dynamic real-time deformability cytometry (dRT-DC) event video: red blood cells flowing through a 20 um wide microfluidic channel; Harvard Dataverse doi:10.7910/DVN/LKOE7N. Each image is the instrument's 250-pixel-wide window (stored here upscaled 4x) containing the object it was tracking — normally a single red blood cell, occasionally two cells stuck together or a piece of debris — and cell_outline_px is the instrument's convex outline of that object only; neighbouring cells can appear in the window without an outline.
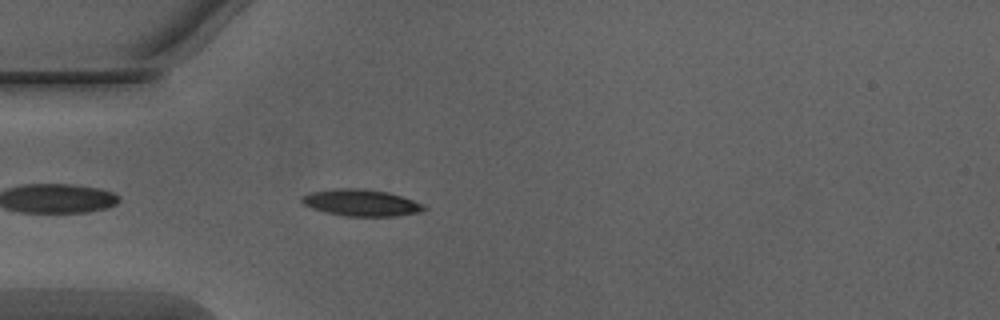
{"species": "Egyptian fruit bat (a non-hibernating species)", "species_latin": "Rousettus aegyptiacus", "temperature_condition": "warm", "stored_images_in_passage": 32, "camera_frame_rate_fps": 3000, "um_per_image_px": 0.085, "animal": {"sex": "male"}, "frame": {"image": 1, "passage_image": 3, "time_ms": 0.667, "image_size_px": [1000, 320], "cell_outline_px": [[428, 208], [420, 212], [396, 216], [344, 216], [312, 208], [304, 204], [300, 200], [300, 196], [312, 192], [332, 188], [360, 188], [388, 192], [424, 204]], "centroid_in_image_um": [30.69, 17.22], "position_along_channel_um": 54.3, "area_um2": 18.96}}
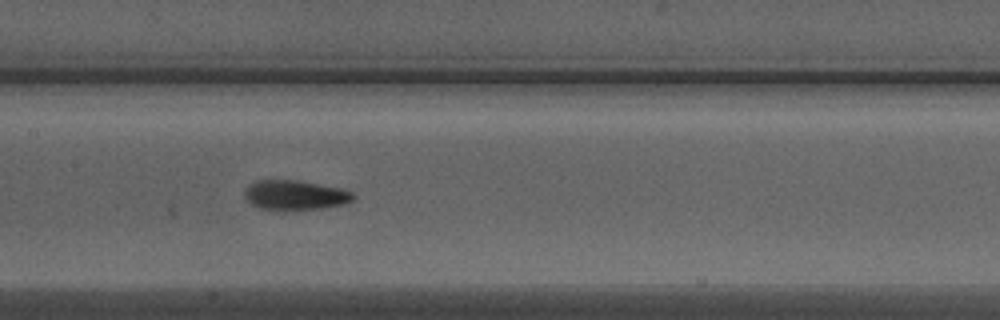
{"frame": {"image": 2, "passage_image": 13, "time_ms": 4.0, "image_size_px": [1000, 320], "cell_outline_px": [[356, 196], [352, 200], [344, 204], [324, 208], [284, 212], [272, 212], [260, 208], [252, 204], [244, 196], [244, 188], [248, 184], [256, 180], [296, 180], [340, 188], [352, 192]], "centroid_in_image_um": [25.03, 16.62], "position_along_channel_um": 182.4, "area_um2": 19.42}}
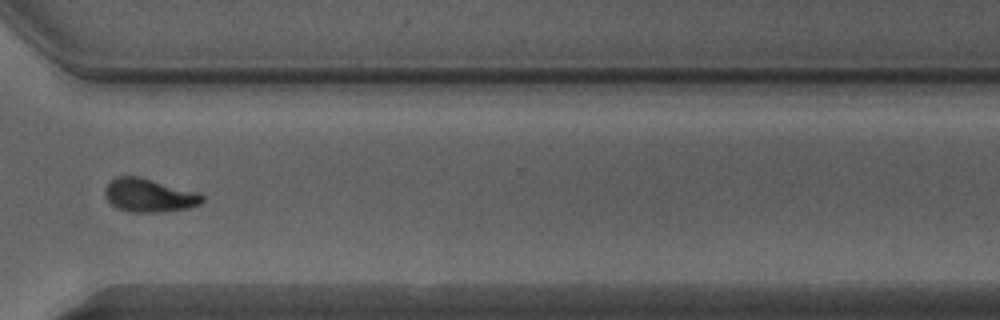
{"frame": {"image": 3, "passage_image": 26, "time_ms": 8.333, "image_size_px": [1000, 320], "cell_outline_px": [[204, 200], [200, 204], [188, 208], [164, 212], [128, 212], [116, 208], [108, 200], [104, 192], [104, 188], [108, 180], [116, 176], [136, 176], [200, 192], [204, 196]], "centroid_in_image_um": [12.66, 16.6], "position_along_channel_um": 357.9, "area_um2": 19.19}, "authors_computed_cell_mechanics": {"area_um2": 18.5538, "velocity_mm_per_s": 4.0536, "shape_relaxation_time_tau1_ms": 3.9889, "shape_relaxation_time_tau2_ms": 1.7635, "deformation_change_tau1": 0.17, "deformation_change_tau2": 0.0841}}